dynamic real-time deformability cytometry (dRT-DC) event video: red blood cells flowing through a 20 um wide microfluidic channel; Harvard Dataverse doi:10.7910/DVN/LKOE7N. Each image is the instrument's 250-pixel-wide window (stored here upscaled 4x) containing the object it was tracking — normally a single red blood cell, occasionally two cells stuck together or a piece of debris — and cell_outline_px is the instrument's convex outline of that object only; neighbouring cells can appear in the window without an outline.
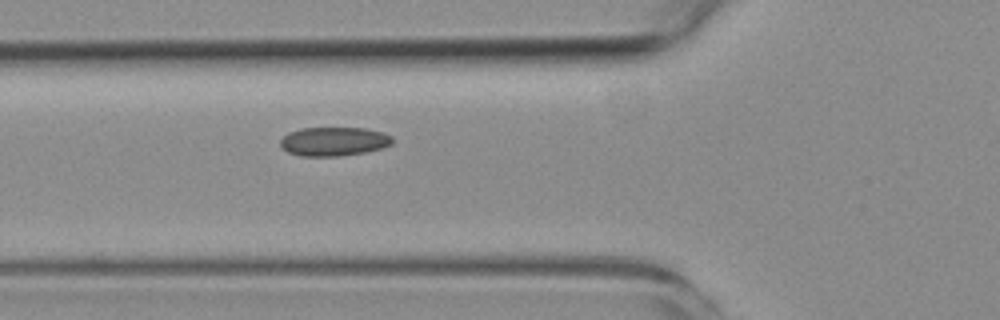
{"species": "common noctule bat (a hibernating species)", "species_latin": "Nyctalus noctula", "temperature_condition": "room temperature", "stored_images_in_passage": 2, "camera_frame_rate_fps": 3000, "um_per_image_px": 0.085, "animal": {"sex": "female", "body_mass_g": 19.3, "forearm_length_mm": 54.1}, "frame": {"image": 1, "passage_image": 2, "time_ms": 1.0, "image_size_px": [1000, 320], "cell_outline_px": [[392, 144], [380, 148], [364, 152], [340, 156], [300, 156], [288, 152], [280, 144], [280, 140], [288, 132], [300, 128], [364, 128], [380, 132], [392, 136]], "centroid_in_image_um": [28.34, 12.02], "position_along_channel_um": 97.5, "area_um2": 18.73}}